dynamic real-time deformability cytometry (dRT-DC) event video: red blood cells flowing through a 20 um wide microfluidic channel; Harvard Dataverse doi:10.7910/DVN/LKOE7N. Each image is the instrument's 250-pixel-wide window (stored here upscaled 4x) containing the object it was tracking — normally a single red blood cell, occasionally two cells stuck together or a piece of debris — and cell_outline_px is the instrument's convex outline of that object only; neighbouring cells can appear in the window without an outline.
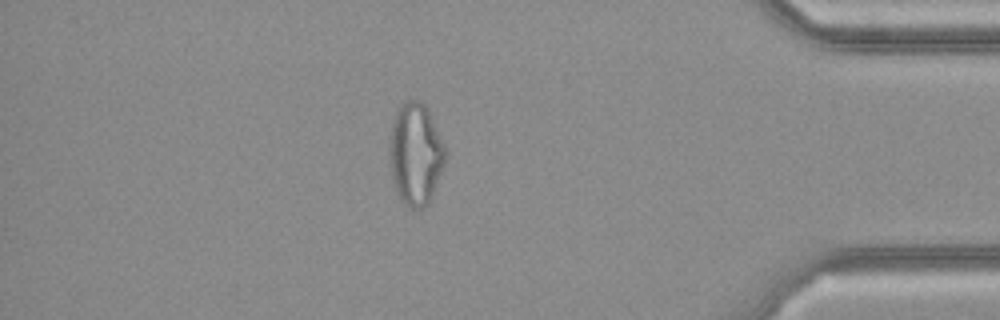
{"species": "common noctule bat (a hibernating species)", "species_latin": "Nyctalus noctula", "temperature_condition": "cold", "stored_images_in_passage": 36, "camera_frame_rate_fps": 3000, "um_per_image_px": 0.085, "animal": {"sex": "female", "body_mass_g": 21.9}, "frame": {"image": 1, "passage_image": 31, "time_ms": 10.0, "image_size_px": [1000, 320], "cell_outline_px": [[444, 164], [428, 204], [424, 208], [412, 208], [404, 204], [396, 192], [392, 180], [388, 156], [388, 144], [392, 124], [396, 112], [400, 104], [408, 100], [416, 100], [424, 104], [444, 144]], "centroid_in_image_um": [35.27, 13.11], "position_along_channel_um": 399.9, "area_um2": 32.95}}